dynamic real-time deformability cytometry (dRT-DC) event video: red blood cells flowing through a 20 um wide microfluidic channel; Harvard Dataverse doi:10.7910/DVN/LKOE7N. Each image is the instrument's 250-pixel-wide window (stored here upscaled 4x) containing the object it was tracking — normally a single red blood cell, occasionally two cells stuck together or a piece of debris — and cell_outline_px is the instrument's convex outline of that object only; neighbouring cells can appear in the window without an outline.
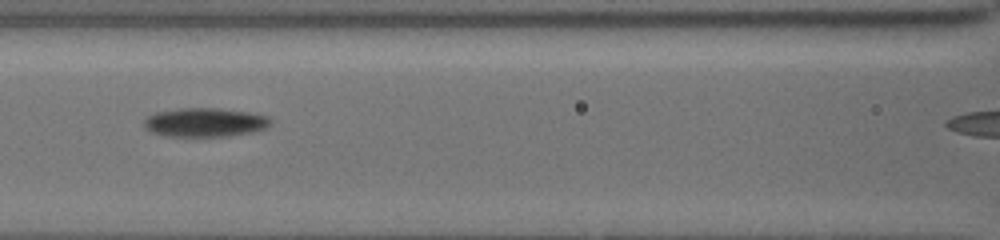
{"species": "common noctule bat (a hibernating species)", "species_latin": "Nyctalus noctula", "temperature_condition": "cold", "stored_images_in_passage": 8, "segment_of_instrument_passage": [1, 2], "camera_frame_rate_fps": 3000, "um_per_image_px": 0.085, "animal": {"sex": "female", "body_mass_g": 19.5, "forearm_length_mm": 54.1}, "frame": {"image": 1, "passage_image": 6, "time_ms": 4.667, "image_size_px": [1000, 240], "cell_outline_px": [[272, 124], [268, 128], [252, 132], [228, 136], [164, 136], [152, 132], [144, 128], [144, 120], [148, 116], [156, 112], [180, 108], [220, 108], [248, 112], [268, 116], [272, 120]], "centroid_in_image_um": [17.45, 10.4], "position_along_channel_um": 149.2, "area_um2": 21.5}}